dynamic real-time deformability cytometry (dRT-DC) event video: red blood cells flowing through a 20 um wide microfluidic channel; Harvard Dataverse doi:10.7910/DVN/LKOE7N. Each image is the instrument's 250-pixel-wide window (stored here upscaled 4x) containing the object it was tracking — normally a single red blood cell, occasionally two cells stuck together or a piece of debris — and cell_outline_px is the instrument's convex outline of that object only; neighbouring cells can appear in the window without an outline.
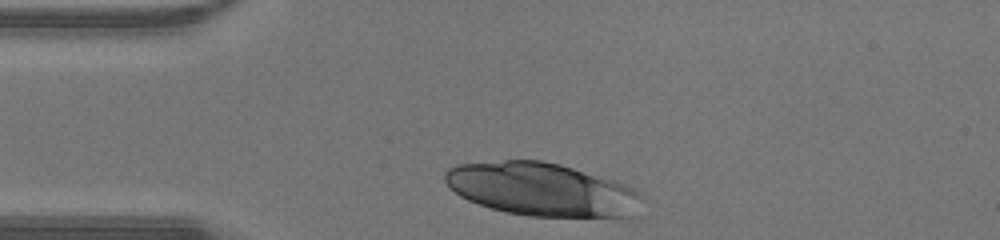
{"species": "human", "species_latin": "Homo sapiens", "temperature_condition": "warm", "stored_images_in_passage": 27, "camera_frame_rate_fps": 3000, "um_per_image_px": 0.085, "donor": {"sex": "male"}, "frame": {"image": 1, "passage_image": 1, "time_ms": 0.0, "image_size_px": [1000, 240], "cell_outline_px": [[644, 196], [632, 220], [624, 220], [528, 216], [504, 212], [468, 200], [460, 196], [444, 180], [444, 172], [448, 168], [456, 164], [504, 160], [540, 160], [560, 164], [612, 180], [636, 188]], "centroid_in_image_um": [46.18, 16.15], "position_along_channel_um": 38.8, "area_um2": 62.48}}
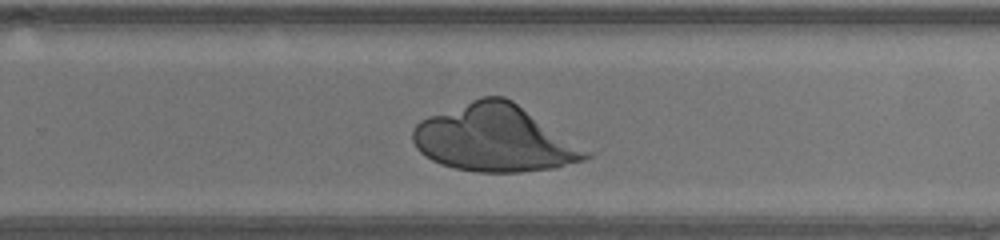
{"frame": {"image": 2, "passage_image": 20, "time_ms": 6.333, "image_size_px": [1000, 240], "cell_outline_px": [[596, 152], [592, 156], [584, 160], [552, 168], [520, 172], [476, 172], [456, 168], [440, 164], [432, 160], [420, 152], [416, 148], [412, 140], [412, 128], [420, 120], [428, 116], [472, 100], [484, 96], [504, 96], [512, 100]], "centroid_in_image_um": [42.11, 11.77], "position_along_channel_um": 287.7, "area_um2": 67.8}}
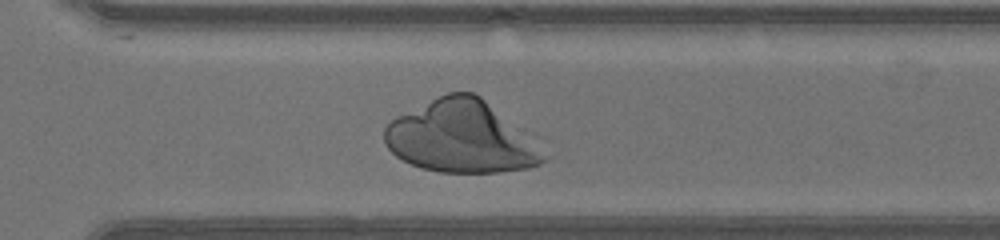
{"frame": {"image": 3, "passage_image": 23, "time_ms": 7.333, "image_size_px": [1000, 240], "cell_outline_px": [[552, 156], [548, 160], [540, 164], [528, 168], [500, 172], [440, 172], [420, 168], [396, 156], [384, 144], [384, 128], [396, 116], [448, 92], [472, 92], [480, 96]], "centroid_in_image_um": [39.2, 11.67], "position_along_channel_um": 331.4, "area_um2": 66.35}}